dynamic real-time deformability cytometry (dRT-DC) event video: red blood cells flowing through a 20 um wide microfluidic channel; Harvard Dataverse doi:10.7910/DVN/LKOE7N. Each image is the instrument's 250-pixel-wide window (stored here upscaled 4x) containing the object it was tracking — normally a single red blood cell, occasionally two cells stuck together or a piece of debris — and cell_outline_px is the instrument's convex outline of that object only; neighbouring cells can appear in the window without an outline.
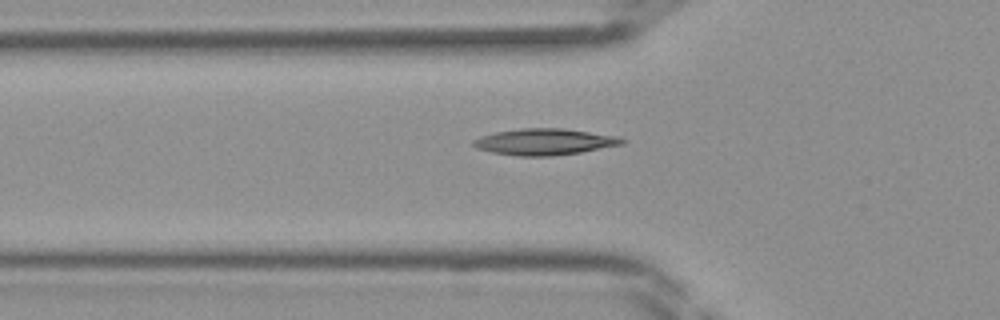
{"species": "Egyptian fruit bat (a non-hibernating species)", "species_latin": "Rousettus aegyptiacus", "temperature_condition": "room temperature", "stored_images_in_passage": 39, "camera_frame_rate_fps": 3000, "um_per_image_px": 0.085, "frame": {"image": 1, "passage_image": 15, "time_ms": 4.667, "image_size_px": [1000, 320], "cell_outline_px": [[624, 144], [580, 152], [552, 156], [516, 156], [492, 152], [476, 148], [472, 144], [472, 140], [480, 136], [496, 132], [520, 128], [560, 128], [620, 136], [624, 140]], "centroid_in_image_um": [46.26, 12.05], "position_along_channel_um": 79.5, "area_um2": 22.83}}
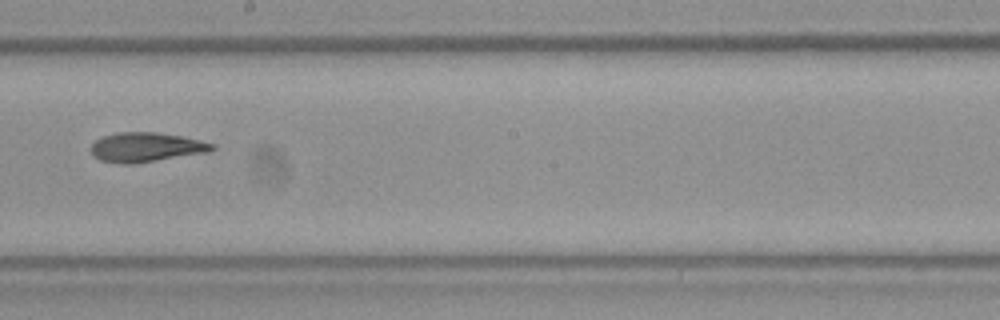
{"frame": {"image": 2, "passage_image": 25, "time_ms": 8.0, "image_size_px": [1000, 320], "cell_outline_px": [[216, 148], [208, 152], [132, 164], [120, 164], [100, 160], [92, 156], [88, 148], [96, 140], [104, 136], [116, 132], [156, 132], [180, 136], [216, 144]], "centroid_in_image_um": [12.36, 12.52], "position_along_channel_um": 235.8, "area_um2": 20.87}}
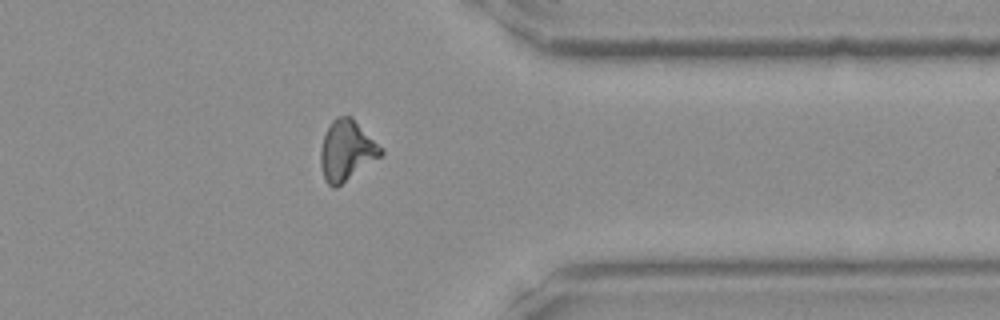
{"frame": {"image": 3, "passage_image": 35, "time_ms": 11.333, "image_size_px": [1000, 320], "cell_outline_px": [[384, 152], [380, 156], [336, 188], [332, 188], [324, 180], [320, 164], [320, 148], [324, 136], [332, 120], [336, 116], [352, 116]], "centroid_in_image_um": [29.41, 12.8], "position_along_channel_um": 382.0, "area_um2": 20.87}}